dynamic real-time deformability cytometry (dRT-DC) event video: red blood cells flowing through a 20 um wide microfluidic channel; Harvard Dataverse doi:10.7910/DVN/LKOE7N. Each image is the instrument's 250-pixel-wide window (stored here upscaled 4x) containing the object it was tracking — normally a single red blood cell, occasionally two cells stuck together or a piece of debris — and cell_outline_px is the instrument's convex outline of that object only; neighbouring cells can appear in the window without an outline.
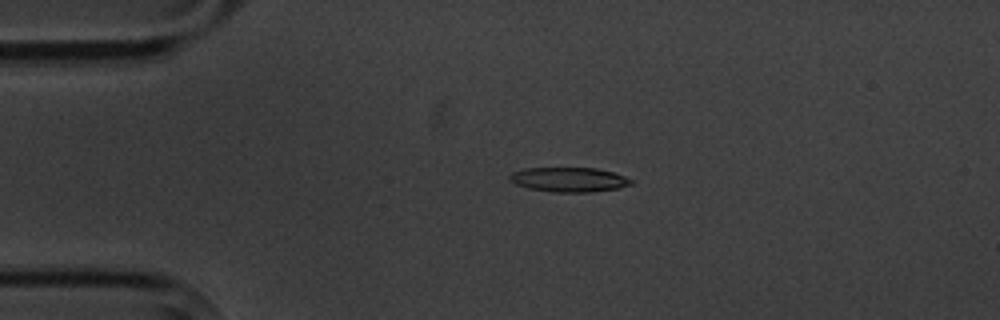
{"species": "common noctule bat (a hibernating species)", "species_latin": "Nyctalus noctula", "temperature_condition": "cold", "stored_images_in_passage": 6, "camera_frame_rate_fps": 3000, "um_per_image_px": 0.085, "animal": {"sex": "male", "body_mass_g": 20.1, "forearm_length_mm": 53.5}, "frame": {"image": 1, "passage_image": 4, "time_ms": 3.667, "image_size_px": [1000, 320], "cell_outline_px": [[636, 180], [632, 184], [620, 188], [592, 192], [552, 192], [528, 188], [516, 184], [508, 180], [508, 176], [512, 172], [524, 168], [596, 168], [612, 172]], "centroid_in_image_um": [48.37, 15.27], "position_along_channel_um": 36.6, "area_um2": 17.57}}
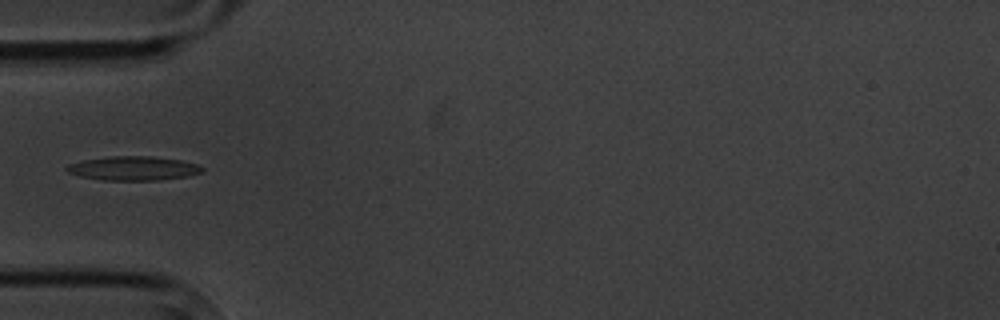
{"frame": {"image": 2, "passage_image": 6, "time_ms": 5.667, "image_size_px": [1000, 320], "cell_outline_px": [[204, 168], [200, 172], [188, 176], [160, 180], [100, 180], [80, 176], [68, 172], [64, 168], [68, 164], [84, 160], [112, 156], [152, 156], [180, 160], [196, 164]], "centroid_in_image_um": [11.31, 14.31], "position_along_channel_um": 73.7, "area_um2": 18.9}}